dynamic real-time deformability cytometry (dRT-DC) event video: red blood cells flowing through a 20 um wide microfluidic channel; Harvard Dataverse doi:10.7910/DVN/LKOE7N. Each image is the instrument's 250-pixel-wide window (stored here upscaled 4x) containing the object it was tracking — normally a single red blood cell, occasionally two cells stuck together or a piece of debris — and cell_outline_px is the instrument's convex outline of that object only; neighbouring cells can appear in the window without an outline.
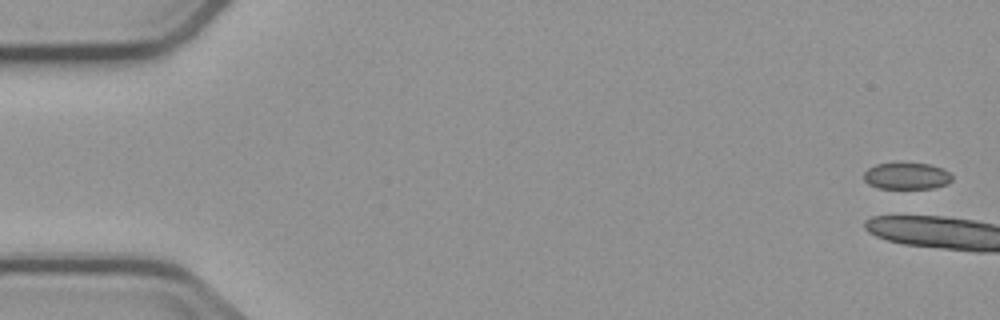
{"species": "common noctule bat (a hibernating species)", "species_latin": "Nyctalus noctula", "temperature_condition": "cold", "stored_images_in_passage": 5, "camera_frame_rate_fps": 3000, "um_per_image_px": 0.085, "animal": {"sex": "male", "body_mass_g": 23.1, "forearm_length_mm": 52.7}, "frame": {"image": 1, "passage_image": 1, "time_ms": 0.0, "image_size_px": [1000, 320], "cell_outline_px": [[952, 180], [948, 184], [932, 188], [876, 188], [868, 184], [864, 180], [864, 172], [868, 168], [876, 164], [896, 160], [932, 164], [944, 168], [952, 176]], "centroid_in_image_um": [77.05, 14.9], "position_along_channel_um": 7.9, "area_um2": 14.45}}